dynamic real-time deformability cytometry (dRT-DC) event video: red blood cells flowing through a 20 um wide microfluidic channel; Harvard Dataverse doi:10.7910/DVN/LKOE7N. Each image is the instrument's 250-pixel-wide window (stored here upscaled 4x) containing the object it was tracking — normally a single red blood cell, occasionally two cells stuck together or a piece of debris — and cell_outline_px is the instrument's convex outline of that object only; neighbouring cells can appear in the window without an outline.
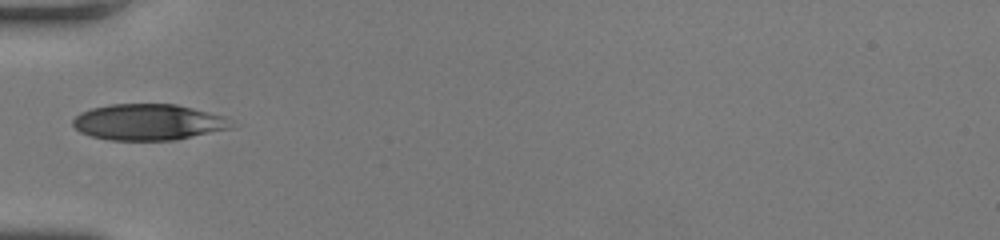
{"species": "human", "species_latin": "Homo sapiens", "temperature_condition": "room temperature", "stored_images_in_passage": 33, "camera_frame_rate_fps": 3000, "um_per_image_px": 0.085, "donor": {"sex": "female"}, "frame": {"image": 1, "passage_image": 1, "time_ms": 0.0, "image_size_px": [1000, 240], "cell_outline_px": [[232, 128], [176, 140], [108, 140], [92, 136], [80, 132], [72, 124], [72, 120], [80, 112], [92, 108], [112, 104], [176, 104], [224, 116]], "centroid_in_image_um": [12.56, 10.38], "position_along_channel_um": 72.4, "area_um2": 33.12}}
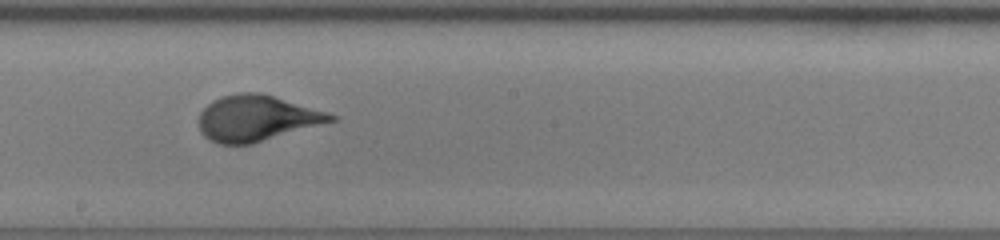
{"frame": {"image": 2, "passage_image": 12, "time_ms": 3.667, "image_size_px": [1000, 240], "cell_outline_px": [[340, 116], [336, 120], [252, 144], [220, 144], [208, 140], [200, 132], [200, 112], [212, 100], [220, 96], [236, 92], [260, 92], [328, 112]], "centroid_in_image_um": [21.81, 10.04], "position_along_channel_um": 226.4, "area_um2": 35.32}}
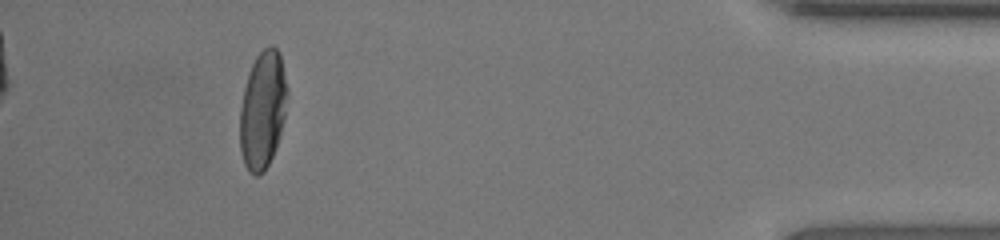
{"frame": {"image": 3, "passage_image": 29, "time_ms": 9.333, "image_size_px": [1000, 240], "cell_outline_px": [[288, 96], [280, 136], [276, 148], [264, 172], [256, 176], [248, 172], [244, 164], [240, 152], [240, 108], [244, 88], [252, 64], [256, 56], [268, 44], [272, 44], [280, 52], [288, 88]], "centroid_in_image_um": [22.34, 9.34], "position_along_channel_um": 412.9, "area_um2": 32.83}, "authors_computed_cell_mechanics": {"area_um2": 34.7956, "velocity_mm_per_s": 4.2453, "shape_relaxation_time_tau1_ms": 2.8842, "shape_relaxation_time_tau2_ms": null, "deformation_change_tau1": 0.1752, "deformation_change_tau2": null}}